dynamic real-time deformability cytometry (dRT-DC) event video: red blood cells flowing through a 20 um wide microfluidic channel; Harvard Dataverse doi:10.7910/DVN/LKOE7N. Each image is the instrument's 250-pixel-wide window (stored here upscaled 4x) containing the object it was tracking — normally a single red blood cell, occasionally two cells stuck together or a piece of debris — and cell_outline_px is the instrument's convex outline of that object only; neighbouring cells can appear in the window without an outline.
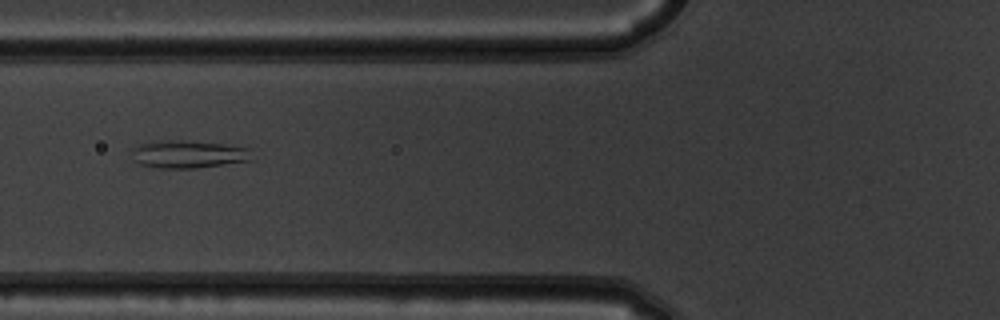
{"species": "common noctule bat (a hibernating species)", "species_latin": "Nyctalus noctula", "temperature_condition": "warm", "stored_images_in_passage": 7, "camera_frame_rate_fps": 3000, "um_per_image_px": 0.085, "animal": {"sex": "male", "body_mass_g": 19.5, "forearm_length_mm": 54.6}, "frame": {"image": 1, "passage_image": 6, "time_ms": 1.667, "image_size_px": [1000, 320], "cell_outline_px": [[252, 160], [196, 168], [156, 168], [140, 164], [136, 160], [132, 148], [140, 144], [152, 140], [176, 140], [224, 144], [248, 148]], "centroid_in_image_um": [15.98, 13.1], "position_along_channel_um": 109.8, "area_um2": 19.19}}
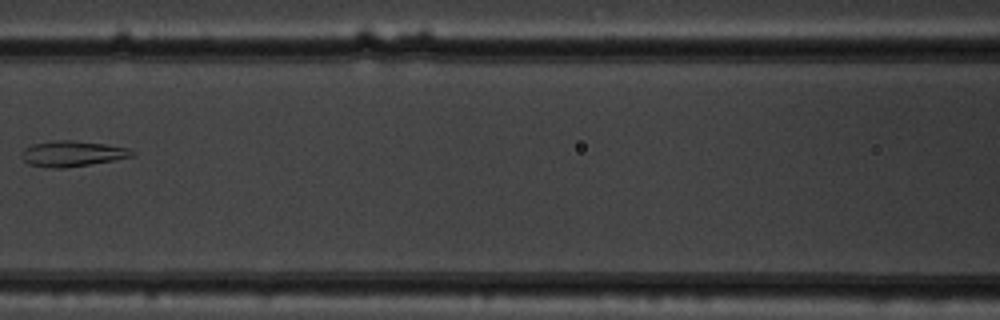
{"frame": {"image": 2, "passage_image": 7, "time_ms": 2.0, "image_size_px": [1000, 320], "cell_outline_px": [[136, 152], [132, 156], [112, 160], [64, 168], [48, 168], [28, 164], [20, 156], [20, 152], [24, 148], [32, 144], [56, 140], [72, 140], [104, 144], [128, 148]], "centroid_in_image_um": [6.08, 13.06], "position_along_channel_um": 160.5, "area_um2": 16.42}}